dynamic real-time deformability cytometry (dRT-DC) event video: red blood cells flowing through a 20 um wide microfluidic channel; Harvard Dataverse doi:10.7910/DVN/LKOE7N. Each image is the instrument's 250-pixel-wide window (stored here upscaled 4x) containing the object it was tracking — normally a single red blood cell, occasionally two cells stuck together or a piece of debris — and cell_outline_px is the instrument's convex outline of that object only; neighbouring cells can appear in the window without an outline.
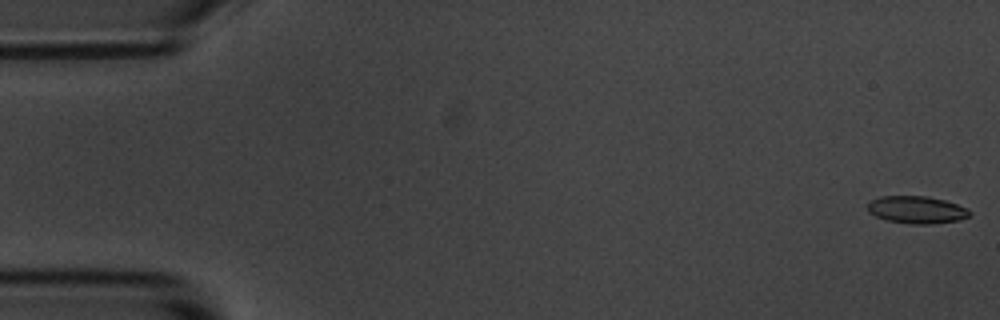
{"species": "common noctule bat (a hibernating species)", "species_latin": "Nyctalus noctula", "temperature_condition": "room temperature", "stored_images_in_passage": 55, "camera_frame_rate_fps": 3000, "um_per_image_px": 0.085, "animal": {"sex": "male", "body_mass_g": 20.1, "forearm_length_mm": 53.5}, "frame": {"image": 1, "passage_image": 1, "time_ms": 0.0, "image_size_px": [1000, 320], "cell_outline_px": [[972, 212], [968, 216], [960, 220], [932, 224], [912, 224], [888, 220], [876, 216], [868, 212], [868, 204], [872, 200], [880, 196], [928, 196], [944, 200], [968, 208]], "centroid_in_image_um": [77.94, 17.83], "position_along_channel_um": 7.1, "area_um2": 16.24}}
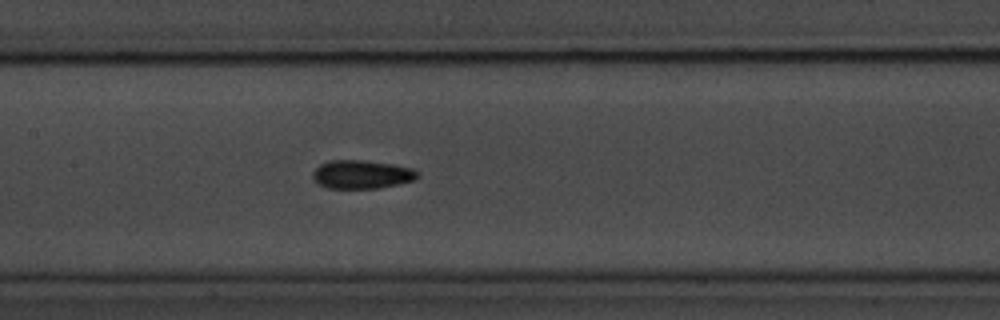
{"frame": {"image": 2, "passage_image": 26, "time_ms": 8.333, "image_size_px": [1000, 320], "cell_outline_px": [[420, 176], [416, 180], [380, 188], [328, 188], [320, 184], [312, 176], [312, 172], [320, 164], [328, 160], [364, 160], [392, 164], [412, 168], [420, 172]], "centroid_in_image_um": [30.79, 14.82], "position_along_channel_um": 176.6, "area_um2": 17.51}}
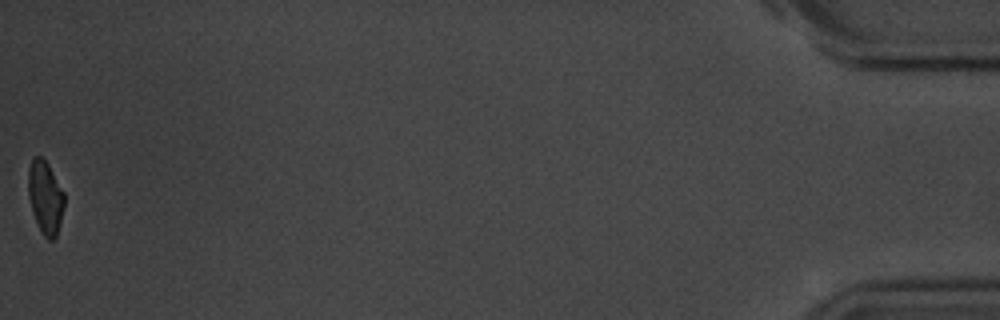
{"frame": {"image": 3, "passage_image": 55, "time_ms": 18.0, "image_size_px": [1000, 320], "cell_outline_px": [[64, 208], [60, 224], [56, 236], [52, 240], [48, 240], [40, 232], [32, 212], [28, 196], [28, 168], [32, 160], [36, 156], [40, 156], [48, 164], [64, 192]], "centroid_in_image_um": [3.85, 16.8], "position_along_channel_um": 431.4, "area_um2": 15.43}, "authors_computed_cell_mechanics": {"area_um2": 16.6464, "velocity_mm_per_s": 3.6659, "shape_relaxation_time_tau1_ms": 2.4515, "shape_relaxation_time_tau2_ms": 2.7771, "deformation_change_tau1": 0.0933, "deformation_change_tau2": 0.0775}}